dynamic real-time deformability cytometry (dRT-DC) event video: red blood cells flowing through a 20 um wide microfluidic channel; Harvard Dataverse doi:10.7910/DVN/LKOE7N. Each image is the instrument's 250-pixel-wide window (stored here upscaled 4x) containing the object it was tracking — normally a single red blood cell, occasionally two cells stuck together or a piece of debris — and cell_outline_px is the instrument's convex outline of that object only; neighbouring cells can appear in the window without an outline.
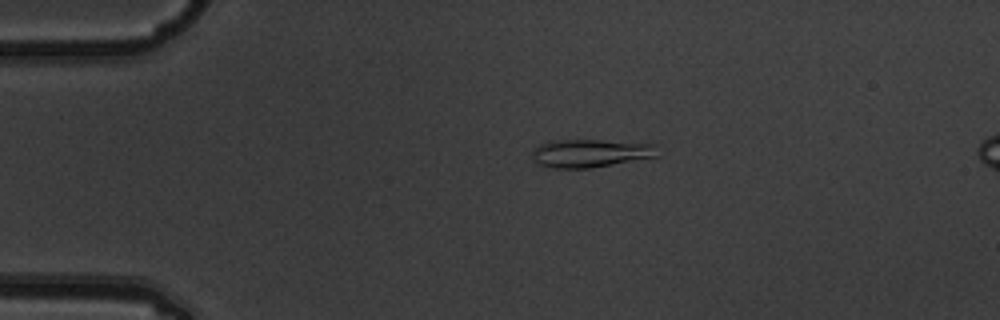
{"species": "common noctule bat (a hibernating species)", "species_latin": "Nyctalus noctula", "temperature_condition": "warm", "stored_images_in_passage": 7, "camera_frame_rate_fps": 3000, "um_per_image_px": 0.085, "animal": {"sex": "male", "body_mass_g": 19.5, "forearm_length_mm": 54.6}, "frame": {"image": 1, "passage_image": 4, "time_ms": 1.0, "image_size_px": [1000, 320], "cell_outline_px": [[656, 156], [588, 168], [552, 168], [540, 164], [532, 156], [532, 148], [548, 140], [600, 140], [656, 144]], "centroid_in_image_um": [50.12, 13.0], "position_along_channel_um": 34.9, "area_um2": 20.23}}